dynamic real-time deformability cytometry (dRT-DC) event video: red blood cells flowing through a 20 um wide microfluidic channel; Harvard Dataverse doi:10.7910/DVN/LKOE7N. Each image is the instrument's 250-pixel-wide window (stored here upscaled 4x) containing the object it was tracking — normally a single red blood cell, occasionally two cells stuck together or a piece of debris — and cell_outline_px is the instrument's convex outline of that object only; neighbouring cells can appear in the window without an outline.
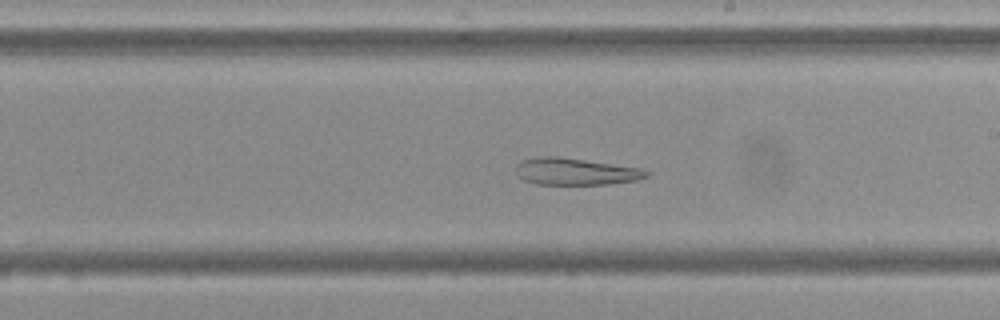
{"species": "Egyptian fruit bat (a non-hibernating species)", "species_latin": "Rousettus aegyptiacus", "temperature_condition": "cold", "stored_images_in_passage": 59, "camera_frame_rate_fps": 3000, "um_per_image_px": 0.085, "frame": {"image": 1, "passage_image": 35, "time_ms": 11.333, "image_size_px": [1000, 320], "cell_outline_px": [[648, 172], [644, 176], [632, 180], [600, 184], [540, 184], [524, 180], [520, 176], [520, 164], [524, 160], [580, 160], [636, 168]], "centroid_in_image_um": [48.97, 14.65], "position_along_channel_um": 240.0, "area_um2": 17.98}}
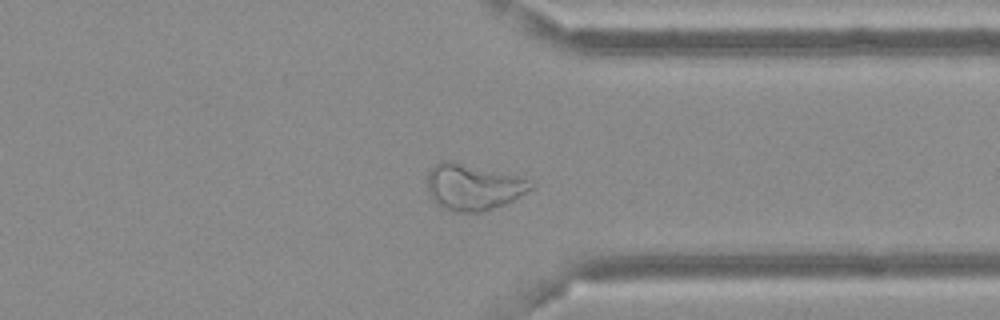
{"frame": {"image": 2, "passage_image": 46, "time_ms": 15.0, "image_size_px": [1000, 320], "cell_outline_px": [[532, 188], [500, 204], [476, 212], [468, 212], [448, 208], [440, 204], [432, 192], [428, 180], [428, 176], [432, 168], [440, 164], [456, 164], [524, 180]], "centroid_in_image_um": [40.16, 15.94], "position_along_channel_um": 371.2, "area_um2": 24.04}}
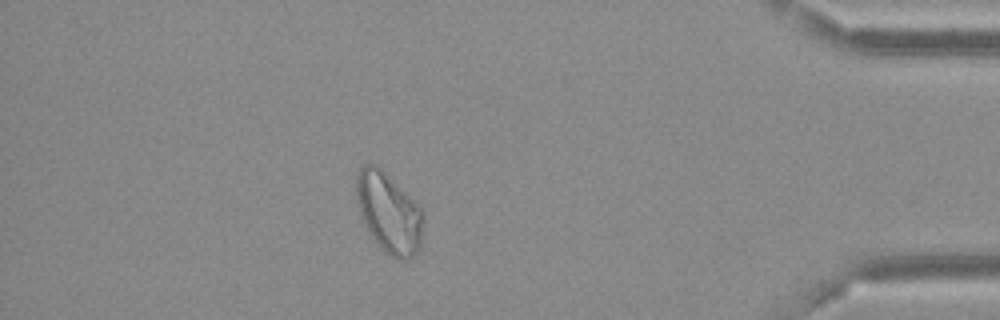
{"frame": {"image": 3, "passage_image": 52, "time_ms": 17.0, "image_size_px": [1000, 320], "cell_outline_px": [[420, 236], [416, 248], [408, 256], [396, 256], [388, 252], [380, 244], [372, 232], [364, 216], [360, 204], [360, 168], [368, 164], [376, 168], [420, 212]], "centroid_in_image_um": [33.04, 18.13], "position_along_channel_um": 402.2, "area_um2": 25.95}}